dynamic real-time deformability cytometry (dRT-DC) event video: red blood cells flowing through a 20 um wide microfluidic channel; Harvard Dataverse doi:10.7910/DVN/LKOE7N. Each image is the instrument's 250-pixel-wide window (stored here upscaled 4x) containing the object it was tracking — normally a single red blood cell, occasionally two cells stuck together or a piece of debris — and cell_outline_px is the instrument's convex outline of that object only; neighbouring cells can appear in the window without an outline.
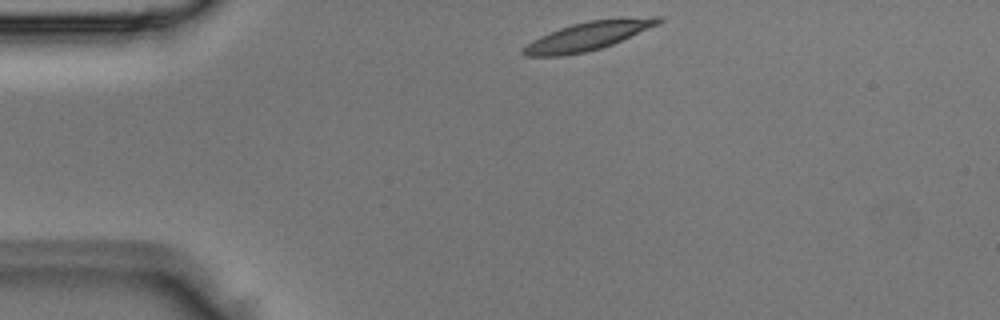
{"species": "Egyptian fruit bat (a non-hibernating species)", "species_latin": "Rousettus aegyptiacus", "temperature_condition": "room temperature", "stored_images_in_passage": 1, "camera_frame_rate_fps": 3000, "um_per_image_px": 0.085, "animal": {"sex": "male"}, "frame": {"image": 1, "passage_image": 1, "time_ms": 0.0, "image_size_px": [1000, 320], "cell_outline_px": [[664, 20], [660, 24], [612, 44], [600, 48], [584, 52], [564, 56], [524, 56], [520, 52], [520, 48], [532, 40], [540, 36], [560, 28], [572, 24], [588, 20], [620, 16], [664, 16]], "centroid_in_image_um": [50.04, 3.02], "position_along_channel_um": 35.0, "area_um2": 23.06}}